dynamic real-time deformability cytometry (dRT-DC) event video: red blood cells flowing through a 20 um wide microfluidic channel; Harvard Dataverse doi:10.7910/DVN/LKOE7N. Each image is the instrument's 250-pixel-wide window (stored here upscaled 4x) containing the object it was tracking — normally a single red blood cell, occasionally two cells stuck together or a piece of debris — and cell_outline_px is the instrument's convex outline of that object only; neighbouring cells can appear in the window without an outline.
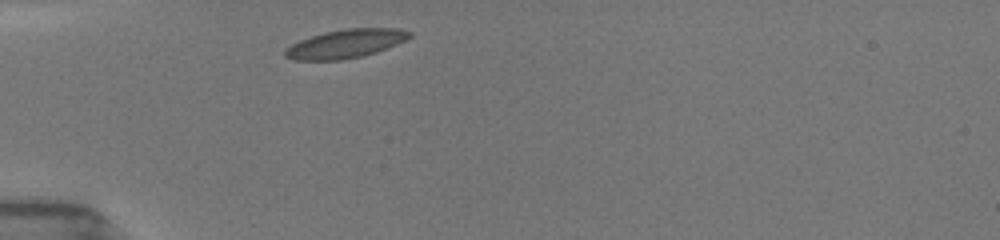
{"species": "common noctule bat (a hibernating species)", "species_latin": "Nyctalus noctula", "temperature_condition": "room temperature", "stored_images_in_passage": 1, "camera_frame_rate_fps": 3000, "um_per_image_px": 0.085, "animal": {"sex": "female", "body_mass_g": 19.5, "forearm_length_mm": 54.1}, "frame": {"image": 1, "passage_image": 1, "time_ms": 0.0, "image_size_px": [1000, 240], "cell_outline_px": [[412, 36], [396, 44], [376, 52], [364, 56], [340, 60], [292, 60], [284, 56], [284, 48], [300, 40], [324, 32], [348, 28], [400, 28], [412, 32]], "centroid_in_image_um": [29.36, 3.72], "position_along_channel_um": 55.6, "area_um2": 20.81}}